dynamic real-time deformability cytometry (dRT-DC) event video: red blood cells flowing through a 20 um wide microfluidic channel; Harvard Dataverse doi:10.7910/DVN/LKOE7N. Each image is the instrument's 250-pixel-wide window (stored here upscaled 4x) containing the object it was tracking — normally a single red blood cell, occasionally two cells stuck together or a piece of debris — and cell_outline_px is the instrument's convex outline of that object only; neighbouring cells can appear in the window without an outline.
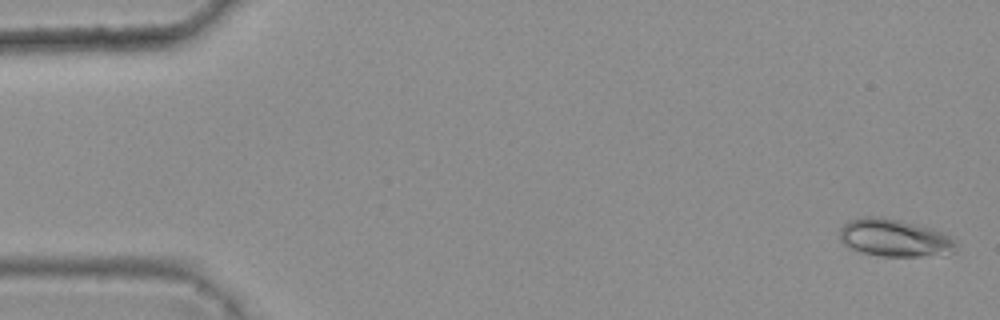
{"species": "common noctule bat (a hibernating species)", "species_latin": "Nyctalus noctula", "temperature_condition": "warm", "stored_images_in_passage": 46, "camera_frame_rate_fps": 3000, "um_per_image_px": 0.085, "animal": {"sex": "female", "body_mass_g": 25.1}, "frame": {"image": 1, "passage_image": 2, "time_ms": 0.333, "image_size_px": [1000, 320], "cell_outline_px": [[956, 252], [920, 256], [880, 256], [848, 248], [840, 240], [840, 228], [848, 220], [864, 216], [880, 216], [916, 224], [944, 232], [956, 240]], "centroid_in_image_um": [76.02, 20.21], "position_along_channel_um": 9.0, "area_um2": 25.49}}
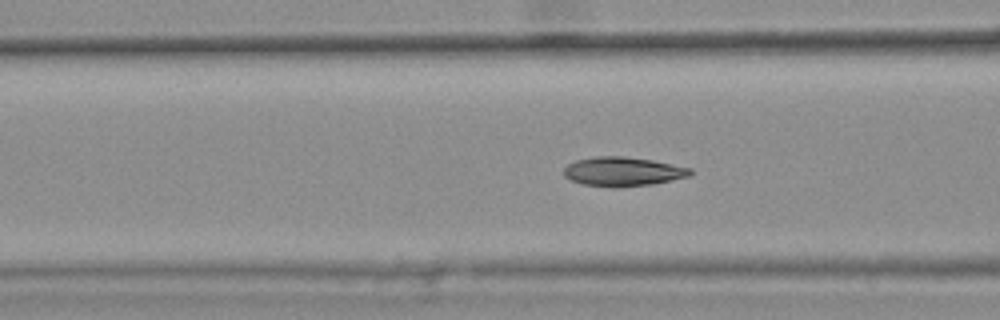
{"frame": {"image": 2, "passage_image": 21, "time_ms": 6.667, "image_size_px": [1000, 320], "cell_outline_px": [[692, 176], [652, 184], [612, 188], [584, 184], [572, 180], [564, 176], [564, 168], [568, 164], [576, 160], [596, 156], [624, 156], [652, 160], [692, 168]], "centroid_in_image_um": [52.97, 14.58], "position_along_channel_um": 113.6, "area_um2": 21.56}}
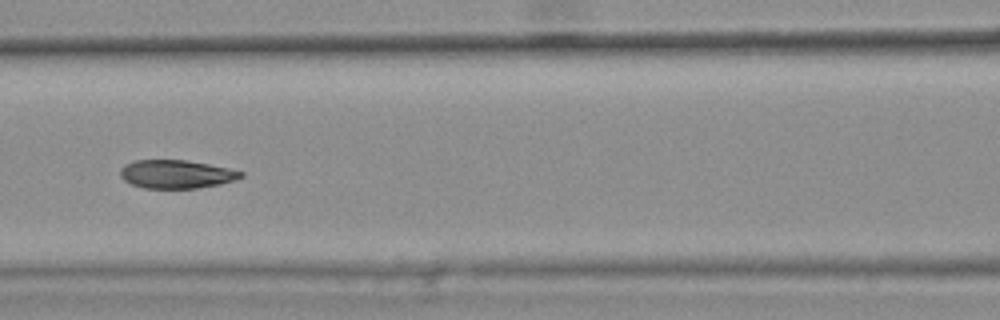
{"frame": {"image": 3, "passage_image": 24, "time_ms": 7.667, "image_size_px": [1000, 320], "cell_outline_px": [[244, 176], [236, 180], [220, 184], [196, 188], [144, 188], [132, 184], [124, 180], [120, 176], [120, 168], [124, 164], [132, 160], [184, 160], [208, 164], [228, 168], [244, 172]], "centroid_in_image_um": [14.97, 14.8], "position_along_channel_um": 151.6, "area_um2": 20.0}, "authors_computed_cell_mechanics": {"area_um2": 21.3282, "velocity_mm_per_s": 3.7885, "shape_relaxation_time_tau1_ms": 5.2368, "shape_relaxation_time_tau2_ms": 1.6858, "deformation_change_tau1": 0.1555, "deformation_change_tau2": 0.052}}